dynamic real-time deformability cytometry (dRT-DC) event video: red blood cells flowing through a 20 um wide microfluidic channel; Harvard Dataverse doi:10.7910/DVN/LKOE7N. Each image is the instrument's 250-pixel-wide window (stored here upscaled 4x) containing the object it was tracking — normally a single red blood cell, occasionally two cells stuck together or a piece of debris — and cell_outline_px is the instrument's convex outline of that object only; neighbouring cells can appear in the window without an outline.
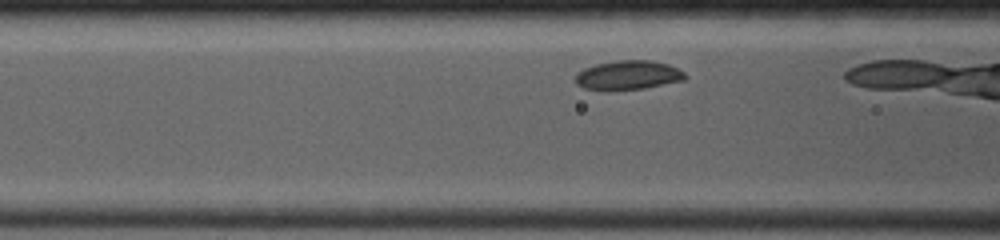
{"species": "common noctule bat (a hibernating species)", "species_latin": "Nyctalus noctula", "temperature_condition": "room temperature", "stored_images_in_passage": 45, "camera_frame_rate_fps": 4000, "um_per_image_px": 0.085, "animal": {"sex": "female", "body_mass_g": 19.0, "forearm_length_mm": 53.3}, "frame": {"image": 1, "passage_image": 8, "time_ms": 1.25, "image_size_px": [1000, 240], "cell_outline_px": [[688, 76], [684, 80], [644, 88], [584, 88], [576, 84], [576, 72], [584, 68], [596, 64], [616, 60], [652, 60], [668, 64], [684, 72]], "centroid_in_image_um": [53.42, 6.35], "position_along_channel_um": 113.2, "area_um2": 18.15}}
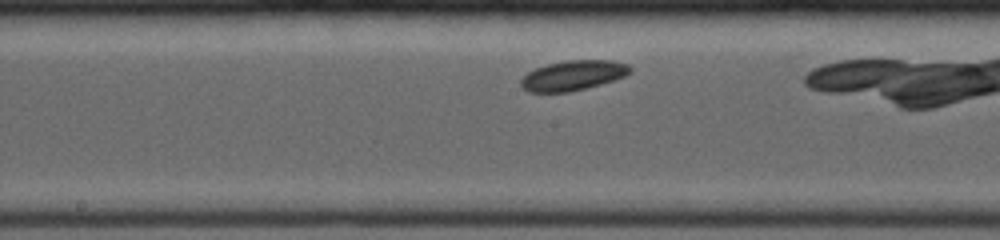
{"frame": {"image": 2, "passage_image": 20, "time_ms": 3.5, "image_size_px": [1000, 240], "cell_outline_px": [[632, 72], [624, 76], [600, 84], [568, 92], [528, 92], [520, 84], [520, 80], [528, 72], [536, 68], [548, 64], [564, 60], [612, 60], [628, 64], [632, 68]], "centroid_in_image_um": [48.71, 6.4], "position_along_channel_um": 199.5, "area_um2": 18.96}}
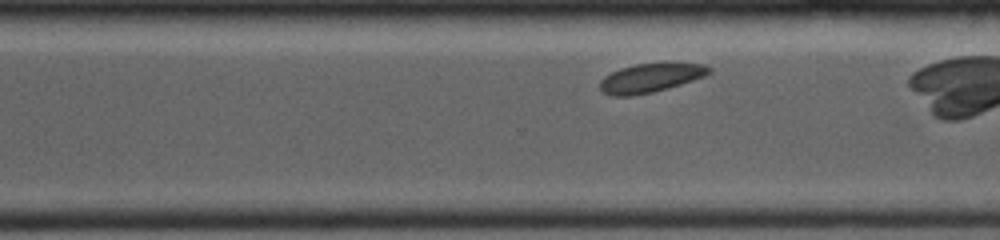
{"frame": {"image": 3, "passage_image": 37, "time_ms": 6.5, "image_size_px": [1000, 240], "cell_outline_px": [[712, 72], [704, 76], [668, 88], [652, 92], [632, 96], [612, 96], [604, 92], [600, 88], [600, 80], [604, 76], [620, 68], [636, 64], [668, 60], [704, 64], [712, 68]], "centroid_in_image_um": [55.35, 6.57], "position_along_channel_um": 315.3, "area_um2": 19.02}}